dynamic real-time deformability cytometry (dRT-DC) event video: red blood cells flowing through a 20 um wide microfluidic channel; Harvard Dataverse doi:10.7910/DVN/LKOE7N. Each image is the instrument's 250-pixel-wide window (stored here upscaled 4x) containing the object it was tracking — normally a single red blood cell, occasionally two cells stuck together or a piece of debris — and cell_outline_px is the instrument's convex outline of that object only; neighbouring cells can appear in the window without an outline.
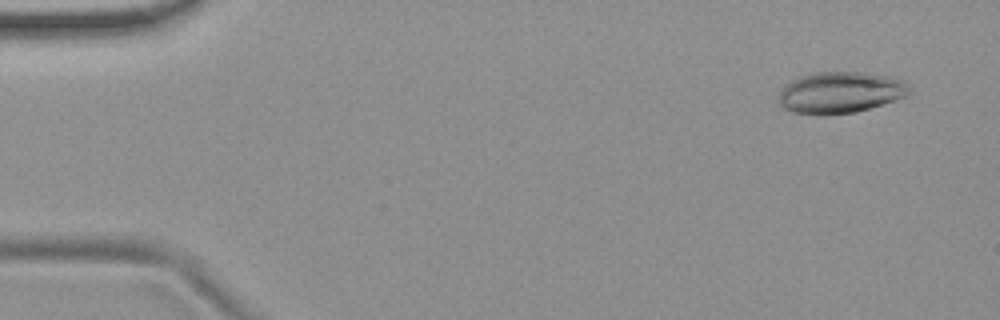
{"species": "common noctule bat (a hibernating species)", "species_latin": "Nyctalus noctula", "temperature_condition": "room temperature", "stored_images_in_passage": 54, "camera_frame_rate_fps": 3000, "um_per_image_px": 0.085, "animal": {"sex": "female", "body_mass_g": 19.9}, "frame": {"image": 1, "passage_image": 4, "time_ms": 1.0, "image_size_px": [1000, 320], "cell_outline_px": [[912, 92], [908, 96], [896, 100], [856, 112], [824, 116], [816, 116], [792, 112], [784, 108], [776, 100], [780, 92], [792, 80], [800, 76], [812, 72], [860, 72], [888, 76], [904, 80], [908, 84]], "centroid_in_image_um": [71.43, 7.88], "position_along_channel_um": 13.6, "area_um2": 32.02}}
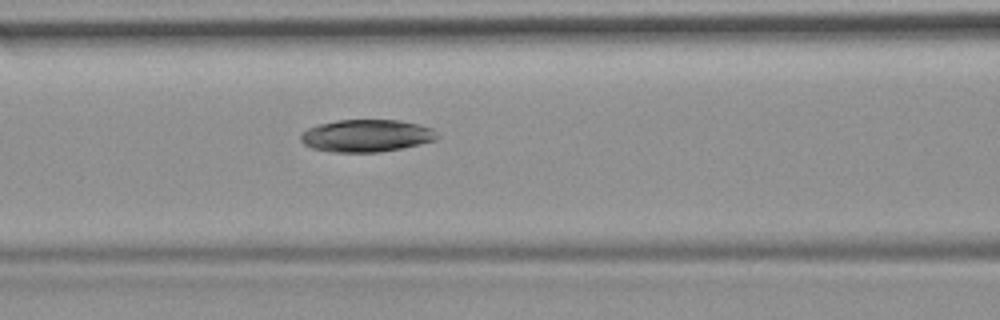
{"frame": {"image": 2, "passage_image": 23, "time_ms": 7.333, "image_size_px": [1000, 320], "cell_outline_px": [[440, 136], [436, 140], [420, 144], [380, 152], [332, 152], [312, 148], [304, 144], [300, 140], [300, 132], [308, 128], [320, 124], [336, 120], [400, 120], [432, 128]], "centroid_in_image_um": [31.13, 11.53], "position_along_channel_um": 135.5, "area_um2": 25.78}}
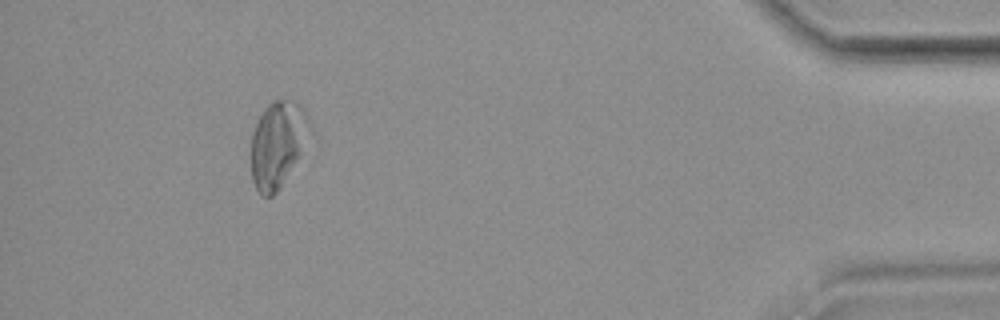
{"frame": {"image": 3, "passage_image": 50, "time_ms": 16.333, "image_size_px": [1000, 320], "cell_outline_px": [[308, 124], [300, 152], [280, 188], [272, 196], [260, 196], [252, 180], [252, 132], [264, 108], [272, 100], [292, 100], [300, 104], [304, 108], [308, 116]], "centroid_in_image_um": [23.54, 12.24], "position_along_channel_um": 411.7, "area_um2": 28.44}, "authors_computed_cell_mechanics": {"area_um2": 27.6862, "velocity_mm_per_s": 3.72, "shape_relaxation_time_tau1_ms": null, "shape_relaxation_time_tau2_ms": 7.5198, "deformation_change_tau1": null, "deformation_change_tau2": 0.1394}}